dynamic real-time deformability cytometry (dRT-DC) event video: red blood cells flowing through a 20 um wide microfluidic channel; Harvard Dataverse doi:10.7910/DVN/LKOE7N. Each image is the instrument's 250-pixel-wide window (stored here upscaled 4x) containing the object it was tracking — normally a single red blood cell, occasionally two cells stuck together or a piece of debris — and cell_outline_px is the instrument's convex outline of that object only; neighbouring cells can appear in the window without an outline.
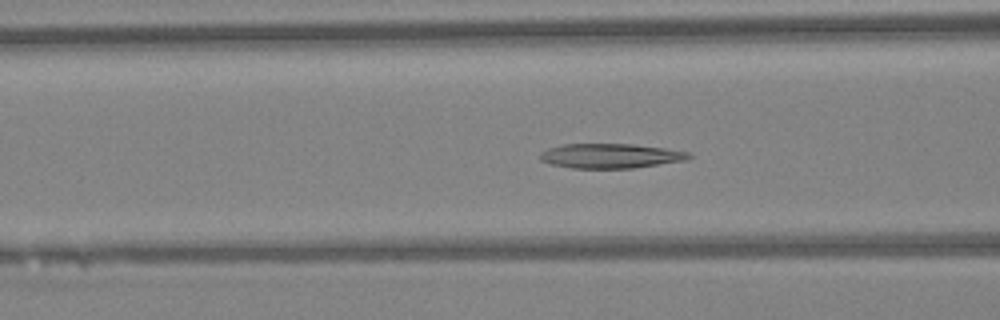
{"species": "Egyptian fruit bat (a non-hibernating species)", "species_latin": "Rousettus aegyptiacus", "temperature_condition": "warm", "stored_images_in_passage": 43, "camera_frame_rate_fps": 3000, "um_per_image_px": 0.085, "animal": {"sex": "female"}, "frame": {"image": 1, "passage_image": 15, "time_ms": 4.667, "image_size_px": [1000, 320], "cell_outline_px": [[692, 156], [688, 160], [632, 168], [572, 168], [552, 164], [540, 160], [540, 152], [548, 148], [564, 144], [632, 144], [664, 148], [688, 152]], "centroid_in_image_um": [51.89, 13.25], "position_along_channel_um": 114.7, "area_um2": 21.27}}
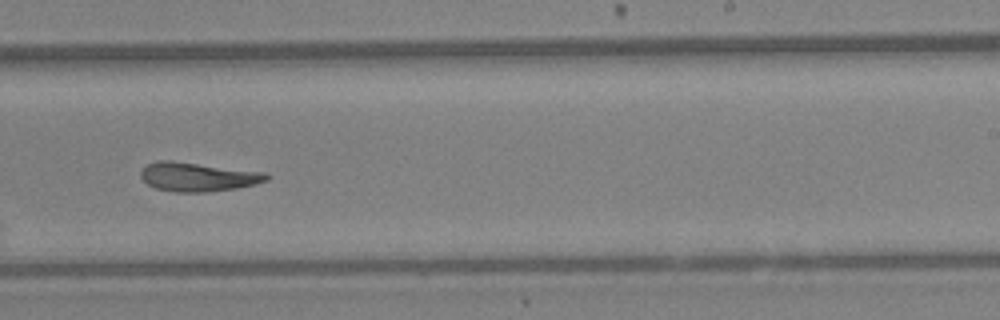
{"frame": {"image": 2, "passage_image": 26, "time_ms": 8.333, "image_size_px": [1000, 320], "cell_outline_px": [[268, 180], [256, 184], [236, 188], [204, 192], [172, 192], [156, 188], [148, 184], [140, 176], [140, 172], [148, 164], [156, 160], [168, 160], [264, 172], [268, 176]], "centroid_in_image_um": [16.79, 15.04], "position_along_channel_um": 272.2, "area_um2": 20.98}}
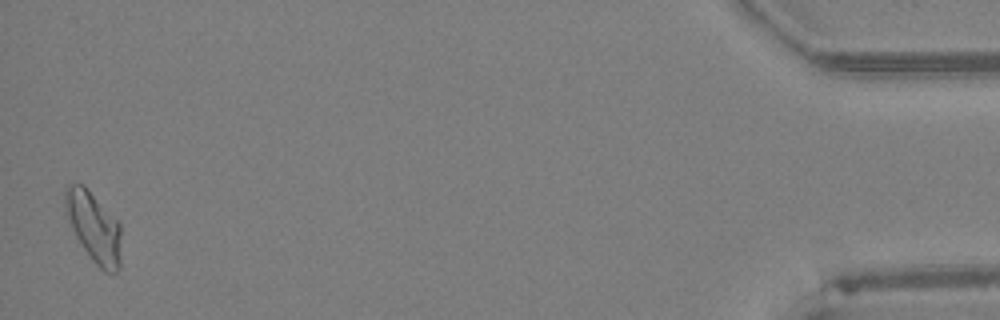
{"frame": {"image": 3, "passage_image": 43, "time_ms": 14.0, "image_size_px": [1000, 320], "cell_outline_px": [[120, 268], [112, 276], [104, 272], [92, 260], [76, 236], [72, 228], [68, 216], [64, 200], [64, 192], [68, 184], [84, 184], [120, 224]], "centroid_in_image_um": [7.99, 19.33], "position_along_channel_um": 427.2, "area_um2": 22.66}, "authors_computed_cell_mechanics": {"area_um2": 21.675, "velocity_mm_per_s": 4.3203, "shape_relaxation_time_tau1_ms": 11.0714, "shape_relaxation_time_tau2_ms": 5.0325, "deformation_change_tau1": 0.2687, "deformation_change_tau2": 0.1651}}